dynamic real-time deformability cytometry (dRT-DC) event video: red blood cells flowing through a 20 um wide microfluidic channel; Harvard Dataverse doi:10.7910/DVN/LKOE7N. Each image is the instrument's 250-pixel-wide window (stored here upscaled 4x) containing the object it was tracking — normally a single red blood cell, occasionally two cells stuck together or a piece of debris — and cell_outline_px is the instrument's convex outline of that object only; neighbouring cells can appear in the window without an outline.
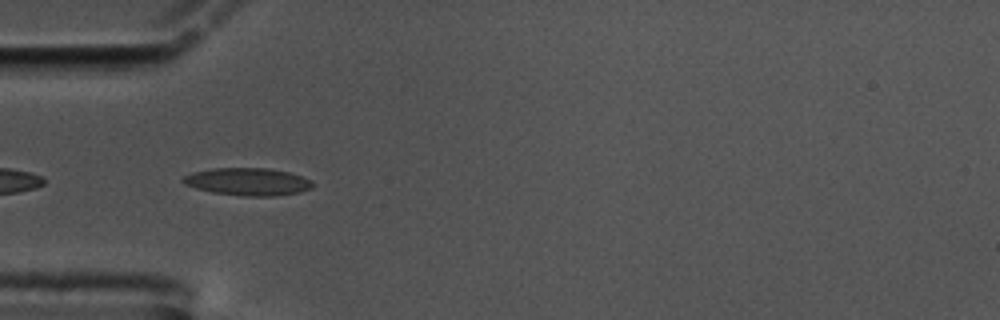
{"species": "common noctule bat (a hibernating species)", "species_latin": "Nyctalus noctula", "temperature_condition": "cold", "stored_images_in_passage": 43, "camera_frame_rate_fps": 3000, "um_per_image_px": 0.085, "animal": {"sex": "male", "body_mass_g": 17.5, "forearm_length_mm": 52.3}, "frame": {"image": 1, "passage_image": 2, "time_ms": 0.333, "image_size_px": [1000, 320], "cell_outline_px": [[316, 184], [312, 188], [300, 192], [276, 196], [244, 196], [212, 192], [196, 188], [184, 184], [180, 180], [184, 176], [192, 172], [212, 168], [268, 168], [288, 172], [312, 180]], "centroid_in_image_um": [21.07, 15.44], "position_along_channel_um": 63.9, "area_um2": 20.92}}
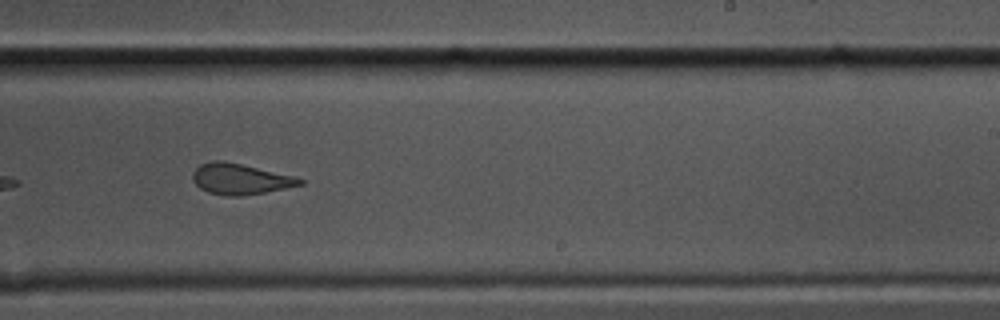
{"frame": {"image": 2, "passage_image": 20, "time_ms": 6.333, "image_size_px": [1000, 320], "cell_outline_px": [[304, 184], [264, 192], [240, 196], [224, 196], [208, 192], [200, 188], [192, 180], [192, 172], [200, 164], [212, 160], [224, 160], [296, 176], [304, 180]], "centroid_in_image_um": [20.39, 15.2], "position_along_channel_um": 268.6, "area_um2": 19.36}}
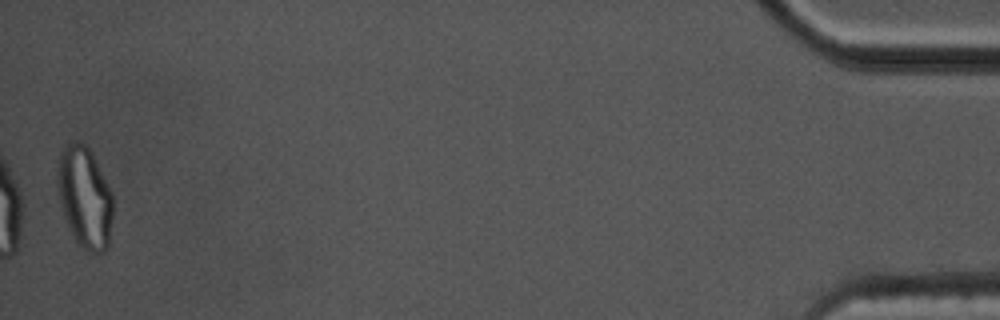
{"frame": {"image": 3, "passage_image": 42, "time_ms": 13.667, "image_size_px": [1000, 320], "cell_outline_px": [[112, 216], [108, 248], [104, 252], [88, 252], [80, 248], [68, 228], [60, 204], [56, 184], [56, 168], [60, 152], [64, 144], [68, 140], [84, 144], [92, 152], [112, 192]], "centroid_in_image_um": [7.17, 16.76], "position_along_channel_um": 428.0, "area_um2": 33.41}, "authors_computed_cell_mechanics": {"area_um2": 19.7098, "velocity_mm_per_s": 3.4291, "shape_relaxation_time_tau1_ms": null, "shape_relaxation_time_tau2_ms": 1.7034, "deformation_change_tau1": null, "deformation_change_tau2": 0.1023}}